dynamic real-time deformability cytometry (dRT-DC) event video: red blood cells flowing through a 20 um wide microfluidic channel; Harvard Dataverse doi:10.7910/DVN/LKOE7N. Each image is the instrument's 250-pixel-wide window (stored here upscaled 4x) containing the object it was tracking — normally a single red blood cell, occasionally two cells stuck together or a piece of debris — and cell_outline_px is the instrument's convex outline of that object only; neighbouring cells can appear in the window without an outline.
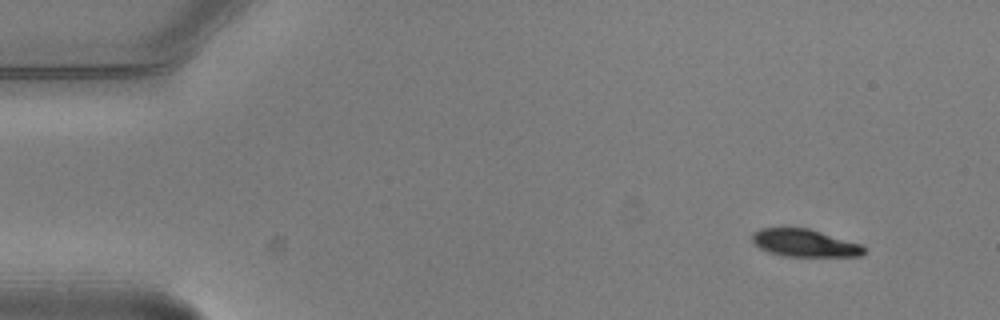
{"species": "common noctule bat (a hibernating species)", "species_latin": "Nyctalus noctula", "temperature_condition": "warm", "stored_images_in_passage": 4, "camera_frame_rate_fps": 3000, "um_per_image_px": 0.085, "animal": {"sex": "male", "body_mass_g": 20.5, "forearm_length_mm": 52.5}, "frame": {"image": 1, "passage_image": 1, "time_ms": 0.0, "image_size_px": [1000, 320], "cell_outline_px": [[864, 256], [780, 256], [768, 252], [752, 244], [752, 232], [760, 228], [808, 228], [860, 244], [864, 248]], "centroid_in_image_um": [68.33, 20.66], "position_along_channel_um": 16.7, "area_um2": 17.92}}
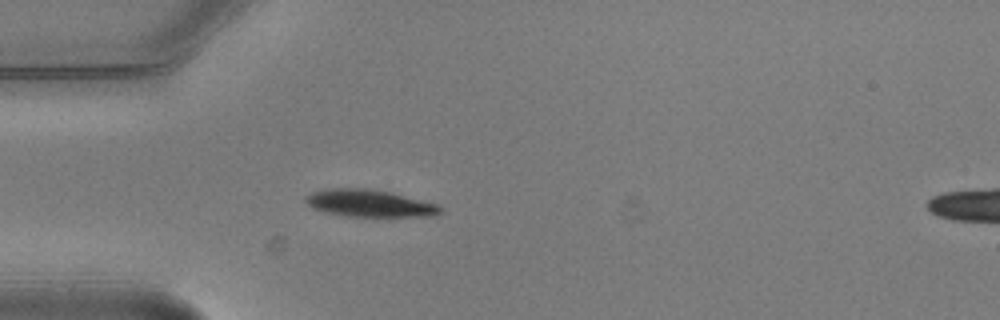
{"frame": {"image": 2, "passage_image": 4, "time_ms": 1.0, "image_size_px": [1000, 320], "cell_outline_px": [[444, 212], [436, 216], [344, 216], [324, 212], [312, 208], [304, 200], [304, 196], [312, 192], [328, 188], [372, 188], [392, 192], [436, 204]], "centroid_in_image_um": [31.38, 17.27], "position_along_channel_um": 53.6, "area_um2": 21.5}}